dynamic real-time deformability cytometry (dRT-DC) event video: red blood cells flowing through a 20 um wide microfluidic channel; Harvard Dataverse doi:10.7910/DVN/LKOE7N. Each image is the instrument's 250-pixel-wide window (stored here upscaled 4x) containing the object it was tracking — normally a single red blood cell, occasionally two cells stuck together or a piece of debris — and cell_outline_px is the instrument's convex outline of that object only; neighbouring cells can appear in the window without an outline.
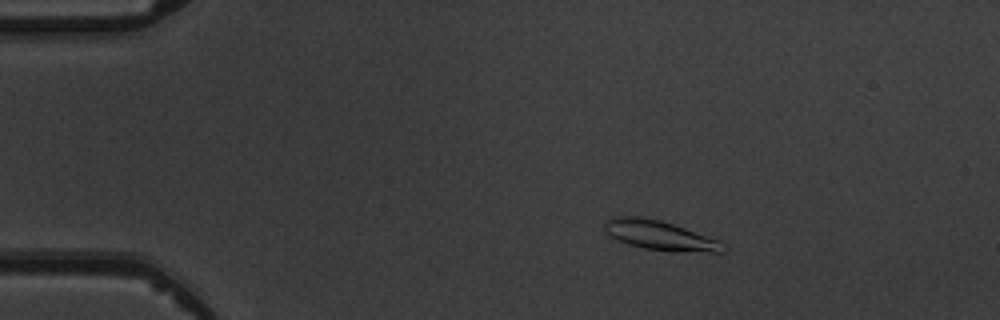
{"species": "common noctule bat (a hibernating species)", "species_latin": "Nyctalus noctula", "temperature_condition": "warm", "stored_images_in_passage": 5, "camera_frame_rate_fps": 3000, "um_per_image_px": 0.085, "animal": {"sex": "male", "body_mass_g": 19.5, "forearm_length_mm": 54.6}, "frame": {"image": 1, "passage_image": 2, "time_ms": 1.333, "image_size_px": [1000, 320], "cell_outline_px": [[728, 248], [724, 252], [712, 252], [644, 248], [628, 244], [616, 240], [608, 236], [604, 232], [604, 224], [608, 216], [636, 216], [660, 220], [720, 240]], "centroid_in_image_um": [56.02, 19.98], "position_along_channel_um": 29.0, "area_um2": 20.17}}